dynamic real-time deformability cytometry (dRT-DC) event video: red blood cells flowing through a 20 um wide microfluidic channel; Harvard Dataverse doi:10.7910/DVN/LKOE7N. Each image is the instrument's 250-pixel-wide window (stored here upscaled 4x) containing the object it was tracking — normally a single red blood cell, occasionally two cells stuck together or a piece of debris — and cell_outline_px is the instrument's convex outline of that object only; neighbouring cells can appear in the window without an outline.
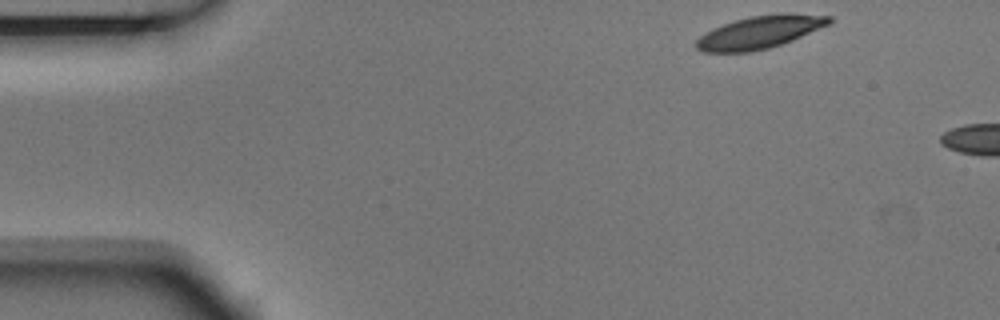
{"species": "Egyptian fruit bat (a non-hibernating species)", "species_latin": "Rousettus aegyptiacus", "temperature_condition": "room temperature", "stored_images_in_passage": 3, "camera_frame_rate_fps": 3000, "um_per_image_px": 0.085, "animal": {"sex": "male"}, "frame": {"image": 1, "passage_image": 1, "time_ms": 0.0, "image_size_px": [1000, 320], "cell_outline_px": [[832, 20], [828, 24], [792, 40], [768, 48], [752, 52], [704, 52], [696, 48], [696, 40], [700, 36], [712, 28], [736, 20], [752, 16], [784, 12], [788, 12], [832, 16]], "centroid_in_image_um": [64.57, 2.72], "position_along_channel_um": 20.4, "area_um2": 25.14}}